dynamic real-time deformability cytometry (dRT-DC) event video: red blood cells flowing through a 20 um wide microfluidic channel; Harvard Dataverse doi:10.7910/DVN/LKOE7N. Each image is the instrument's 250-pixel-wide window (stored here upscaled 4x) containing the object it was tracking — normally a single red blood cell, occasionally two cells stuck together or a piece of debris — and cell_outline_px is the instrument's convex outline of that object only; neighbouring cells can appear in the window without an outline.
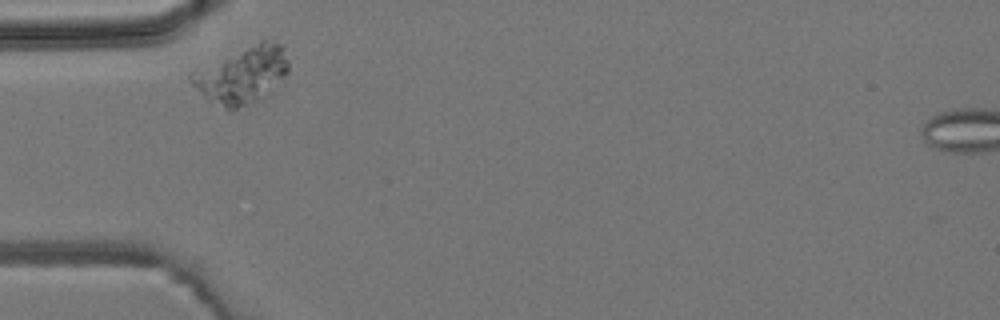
{"species": "common noctule bat (a hibernating species)", "species_latin": "Nyctalus noctula", "temperature_condition": "room temperature", "stored_images_in_passage": 4, "camera_frame_rate_fps": 3000, "um_per_image_px": 0.085, "animal": {"sex": "male", "body_mass_g": 19.2, "forearm_length_mm": 51.8}, "frame": {"image": 1, "passage_image": 1, "time_ms": 0.0, "image_size_px": [1000, 320], "cell_outline_px": [[288, 72], [272, 96], [232, 112], [228, 112], [200, 92], [192, 84], [188, 76], [192, 72], [260, 40], [264, 40], [284, 44], [288, 60]], "centroid_in_image_um": [20.69, 6.43], "position_along_channel_um": 64.3, "area_um2": 32.66}}
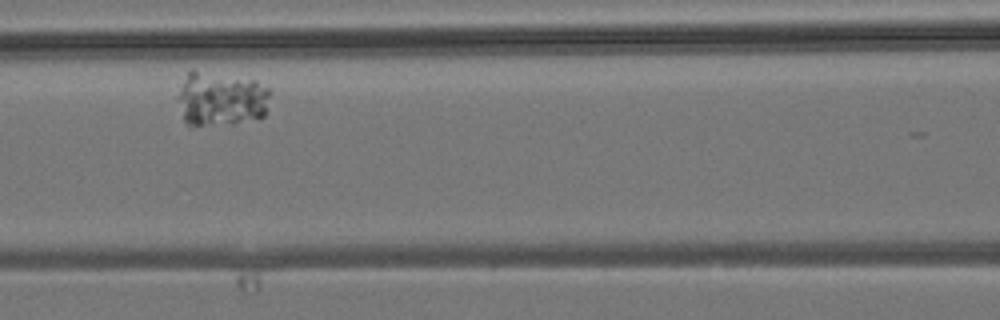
{"frame": {"image": 2, "passage_image": 3, "time_ms": 2.333, "image_size_px": [1000, 320], "cell_outline_px": [[272, 92], [264, 116], [260, 120], [232, 124], [192, 128], [184, 120], [176, 100], [176, 96], [188, 68], [192, 68], [256, 80], [268, 88]], "centroid_in_image_um": [18.76, 8.42], "position_along_channel_um": 147.8, "area_um2": 30.87}}
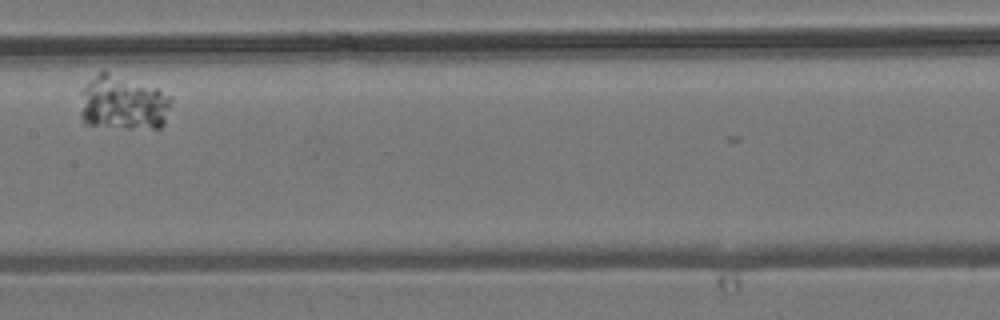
{"frame": {"image": 3, "passage_image": 4, "time_ms": 3.667, "image_size_px": [1000, 320], "cell_outline_px": [[172, 100], [164, 124], [160, 128], [124, 128], [84, 124], [80, 116], [80, 92], [88, 80], [104, 68], [156, 88], [172, 96]], "centroid_in_image_um": [10.42, 8.71], "position_along_channel_um": 197.0, "area_um2": 29.82}}